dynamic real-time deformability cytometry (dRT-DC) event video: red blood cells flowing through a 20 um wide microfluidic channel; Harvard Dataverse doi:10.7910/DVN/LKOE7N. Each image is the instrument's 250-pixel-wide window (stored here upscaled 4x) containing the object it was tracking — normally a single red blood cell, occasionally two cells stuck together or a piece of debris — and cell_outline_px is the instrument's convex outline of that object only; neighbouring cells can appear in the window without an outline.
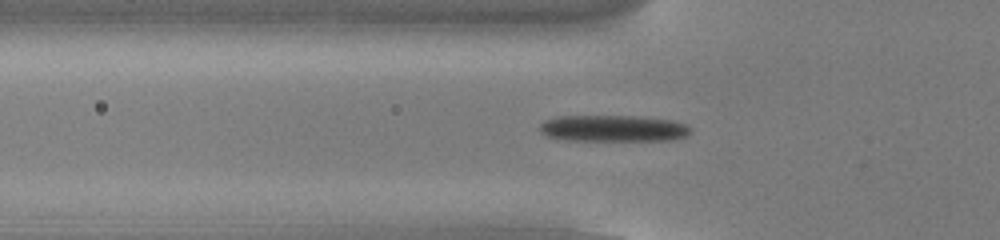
{"species": "common noctule bat (a hibernating species)", "species_latin": "Nyctalus noctula", "temperature_condition": "cold", "stored_images_in_passage": 54, "camera_frame_rate_fps": 3000, "um_per_image_px": 0.085, "animal": {"sex": "male", "body_mass_g": 13.0, "forearm_length_mm": 53.1}, "frame": {"image": 1, "passage_image": 18, "time_ms": 5.667, "image_size_px": [1000, 240], "cell_outline_px": [[692, 128], [684, 136], [668, 140], [564, 140], [548, 136], [540, 128], [540, 124], [548, 120], [560, 116], [640, 116], [672, 120], [684, 124]], "centroid_in_image_um": [52.14, 10.9], "position_along_channel_um": 73.7, "area_um2": 22.89}}
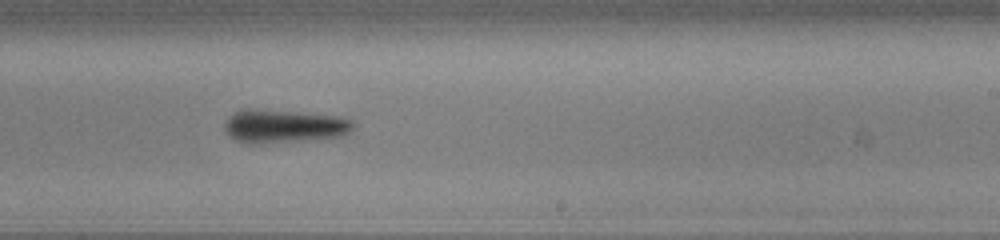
{"frame": {"image": 2, "passage_image": 33, "time_ms": 10.667, "image_size_px": [1000, 240], "cell_outline_px": [[356, 124], [348, 132], [340, 136], [256, 144], [248, 144], [236, 140], [228, 136], [224, 128], [224, 124], [236, 112], [248, 108], [336, 116], [352, 120]], "centroid_in_image_um": [24.09, 10.73], "position_along_channel_um": 264.9, "area_um2": 24.39}}
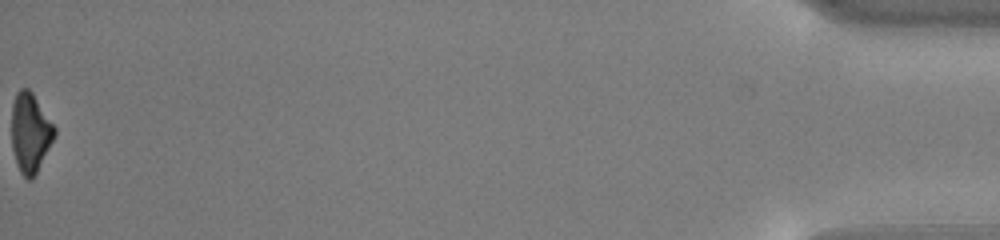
{"frame": {"image": 3, "passage_image": 54, "time_ms": 17.667, "image_size_px": [1000, 240], "cell_outline_px": [[56, 136], [32, 180], [28, 180], [20, 172], [16, 164], [12, 148], [12, 104], [16, 92], [20, 88], [28, 88], [32, 92], [56, 128]], "centroid_in_image_um": [2.57, 11.28], "position_along_channel_um": 432.6, "area_um2": 19.94}, "authors_computed_cell_mechanics": {"area_um2": 22.6576, "velocity_mm_per_s": 3.8322, "shape_relaxation_time_tau1_ms": 3.4918, "shape_relaxation_time_tau2_ms": null, "deformation_change_tau1": 0.1268, "deformation_change_tau2": null}}